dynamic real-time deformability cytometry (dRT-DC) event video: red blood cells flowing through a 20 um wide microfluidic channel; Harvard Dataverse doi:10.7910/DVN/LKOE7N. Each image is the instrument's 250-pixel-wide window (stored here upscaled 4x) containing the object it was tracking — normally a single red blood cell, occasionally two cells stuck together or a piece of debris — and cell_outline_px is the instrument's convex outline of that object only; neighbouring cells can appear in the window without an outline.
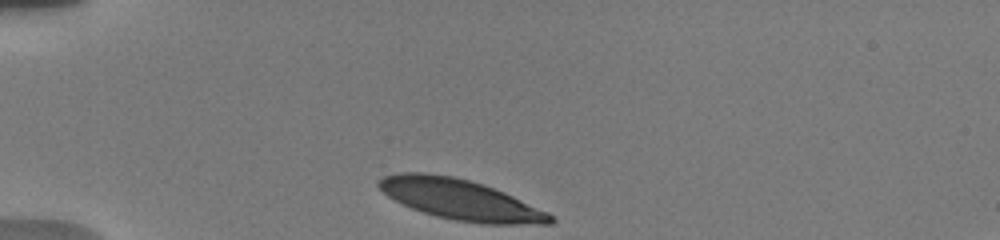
{"species": "human", "species_latin": "Homo sapiens", "temperature_condition": "warm", "stored_images_in_passage": 4, "camera_frame_rate_fps": 3000, "um_per_image_px": 0.085, "donor": {"sex": "male"}, "frame": {"image": 1, "passage_image": 1, "time_ms": 0.0, "image_size_px": [1000, 240], "cell_outline_px": [[556, 220], [552, 224], [480, 224], [456, 220], [436, 216], [412, 208], [388, 196], [376, 184], [376, 180], [384, 176], [400, 172], [428, 172], [452, 176], [484, 184], [504, 192], [548, 212]], "centroid_in_image_um": [39.13, 16.96], "position_along_channel_um": 45.9, "area_um2": 40.34}}
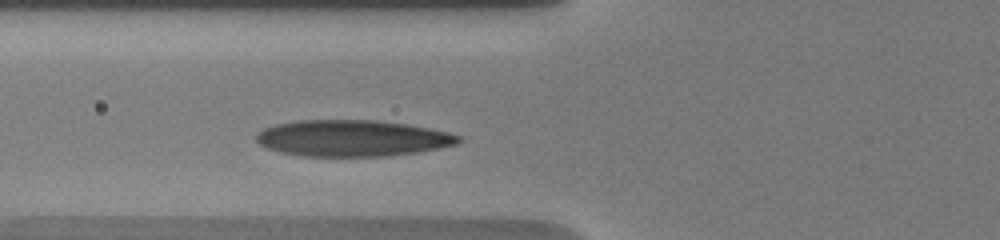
{"frame": {"image": 2, "passage_image": 4, "time_ms": 2.333, "image_size_px": [1000, 240], "cell_outline_px": [[460, 140], [456, 144], [416, 152], [388, 156], [304, 156], [280, 152], [268, 148], [260, 144], [256, 140], [256, 136], [264, 128], [276, 124], [296, 120], [376, 120], [408, 124], [448, 132], [460, 136]], "centroid_in_image_um": [29.92, 11.74], "position_along_channel_um": 95.9, "area_um2": 42.6}}